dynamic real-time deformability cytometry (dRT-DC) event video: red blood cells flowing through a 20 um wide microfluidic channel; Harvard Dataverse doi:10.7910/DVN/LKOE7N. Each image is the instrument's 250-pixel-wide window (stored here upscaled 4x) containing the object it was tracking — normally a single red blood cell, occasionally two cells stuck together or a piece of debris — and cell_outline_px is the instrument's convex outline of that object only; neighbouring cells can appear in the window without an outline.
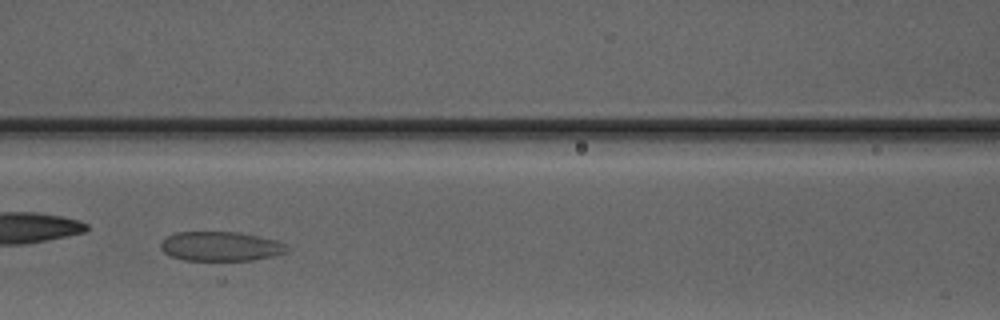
{"species": "Egyptian fruit bat (a non-hibernating species)", "species_latin": "Rousettus aegyptiacus", "temperature_condition": "warm", "stored_images_in_passage": 8, "camera_frame_rate_fps": 3000, "um_per_image_px": 0.085, "animal": {"sex": "male"}, "frame": {"image": 1, "passage_image": 7, "time_ms": 8.0, "image_size_px": [1000, 320], "cell_outline_px": [[288, 252], [272, 256], [252, 260], [184, 260], [168, 256], [160, 248], [160, 240], [164, 236], [176, 232], [240, 232], [260, 236], [276, 240], [288, 244]], "centroid_in_image_um": [18.73, 20.93], "position_along_channel_um": 147.9, "area_um2": 22.02}}
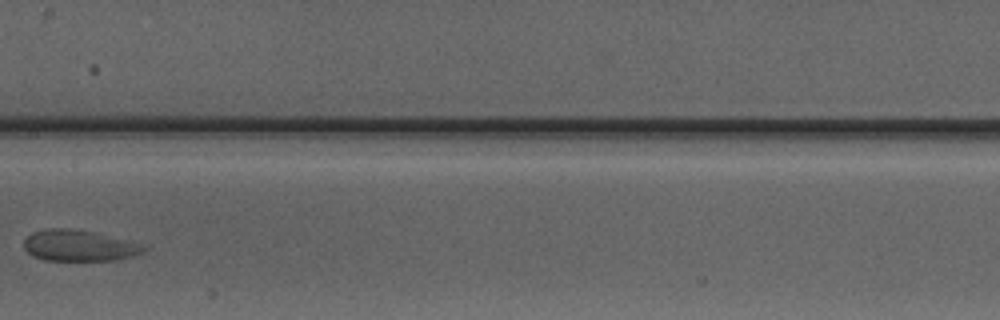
{"frame": {"image": 2, "passage_image": 8, "time_ms": 9.333, "image_size_px": [1000, 320], "cell_outline_px": [[148, 248], [144, 252], [132, 256], [116, 260], [44, 260], [32, 256], [24, 248], [24, 240], [32, 232], [48, 228], [72, 228], [96, 232], [144, 244]], "centroid_in_image_um": [6.74, 20.87], "position_along_channel_um": 200.7, "area_um2": 21.96}}